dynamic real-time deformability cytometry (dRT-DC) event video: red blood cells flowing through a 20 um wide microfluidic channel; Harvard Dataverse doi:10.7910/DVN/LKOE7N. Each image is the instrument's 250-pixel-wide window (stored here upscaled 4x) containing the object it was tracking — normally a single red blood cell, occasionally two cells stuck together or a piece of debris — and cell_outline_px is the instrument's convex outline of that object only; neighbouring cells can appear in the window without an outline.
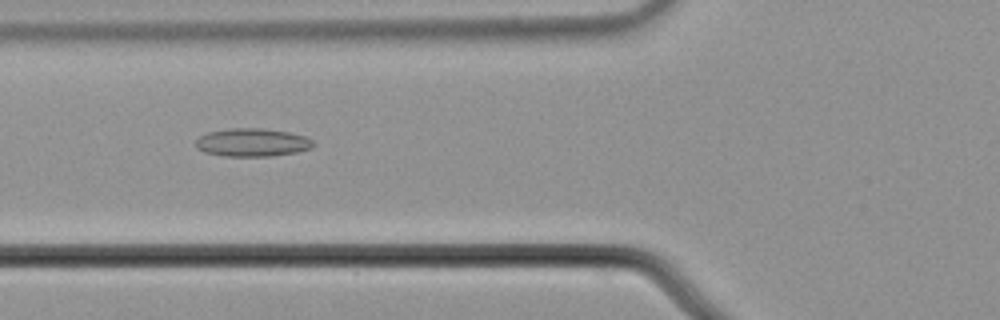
{"species": "common noctule bat (a hibernating species)", "species_latin": "Nyctalus noctula", "temperature_condition": "cold", "stored_images_in_passage": 56, "camera_frame_rate_fps": 3000, "um_per_image_px": 0.085, "animal": {"sex": "male", "body_mass_g": 21.5, "forearm_length_mm": 52.0}, "frame": {"image": 1, "passage_image": 22, "time_ms": 7.0, "image_size_px": [1000, 320], "cell_outline_px": [[316, 144], [312, 148], [296, 152], [272, 156], [224, 156], [204, 152], [196, 148], [196, 140], [200, 136], [208, 132], [228, 128], [260, 128], [288, 132], [308, 136]], "centroid_in_image_um": [21.46, 12.11], "position_along_channel_um": 104.3, "area_um2": 19.42}}
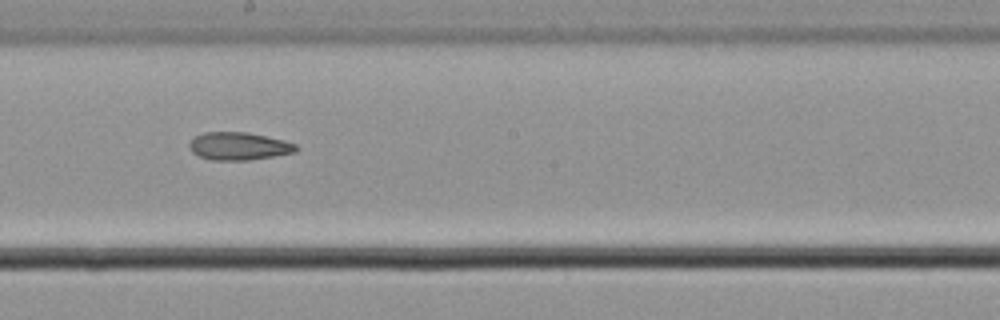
{"frame": {"image": 2, "passage_image": 32, "time_ms": 10.333, "image_size_px": [1000, 320], "cell_outline_px": [[300, 148], [296, 152], [248, 160], [212, 160], [200, 156], [192, 152], [188, 148], [188, 144], [196, 136], [204, 132], [248, 132], [284, 140], [296, 144]], "centroid_in_image_um": [20.31, 12.42], "position_along_channel_um": 227.9, "area_um2": 17.28}}
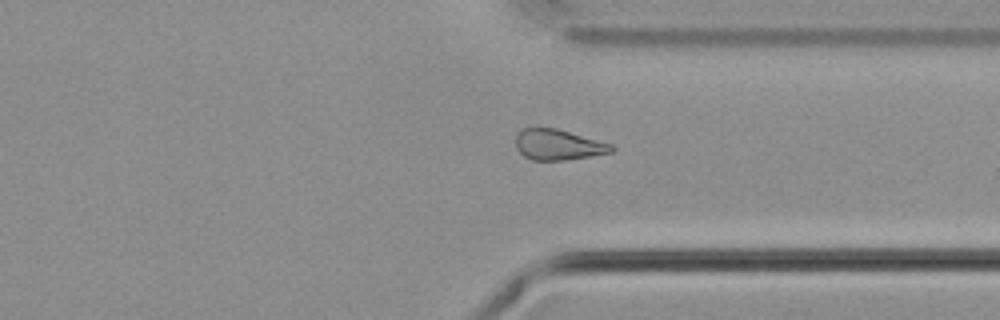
{"frame": {"image": 3, "passage_image": 43, "time_ms": 14.0, "image_size_px": [1000, 320], "cell_outline_px": [[616, 148], [612, 152], [592, 156], [568, 160], [532, 160], [524, 156], [516, 148], [516, 136], [520, 128], [536, 124], [556, 128], [612, 144]], "centroid_in_image_um": [47.39, 12.26], "position_along_channel_um": 364.0, "area_um2": 17.69}}